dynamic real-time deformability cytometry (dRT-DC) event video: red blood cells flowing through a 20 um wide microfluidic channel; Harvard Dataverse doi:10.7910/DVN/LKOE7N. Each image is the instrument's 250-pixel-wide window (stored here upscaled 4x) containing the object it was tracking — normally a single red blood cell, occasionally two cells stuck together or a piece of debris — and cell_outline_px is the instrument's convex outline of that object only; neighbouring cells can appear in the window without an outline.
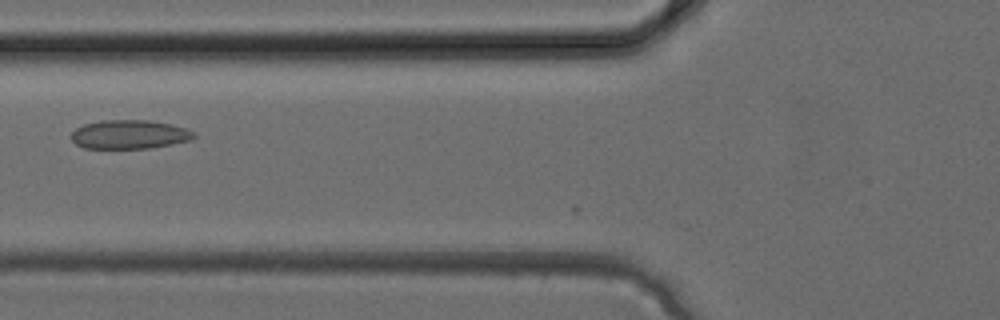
{"species": "common noctule bat (a hibernating species)", "species_latin": "Nyctalus noctula", "temperature_condition": "cold", "stored_images_in_passage": 3, "camera_frame_rate_fps": 3000, "um_per_image_px": 0.085, "animal": {"sex": "female", "body_mass_g": 24.6, "forearm_length_mm": 56.2}, "frame": {"image": 1, "passage_image": 3, "time_ms": 0.667, "image_size_px": [1000, 320], "cell_outline_px": [[196, 136], [188, 140], [172, 144], [148, 148], [84, 148], [76, 144], [72, 140], [72, 132], [76, 128], [84, 124], [100, 120], [148, 120], [172, 124], [184, 128], [192, 132]], "centroid_in_image_um": [10.96, 11.42], "position_along_channel_um": 114.8, "area_um2": 20.46}}